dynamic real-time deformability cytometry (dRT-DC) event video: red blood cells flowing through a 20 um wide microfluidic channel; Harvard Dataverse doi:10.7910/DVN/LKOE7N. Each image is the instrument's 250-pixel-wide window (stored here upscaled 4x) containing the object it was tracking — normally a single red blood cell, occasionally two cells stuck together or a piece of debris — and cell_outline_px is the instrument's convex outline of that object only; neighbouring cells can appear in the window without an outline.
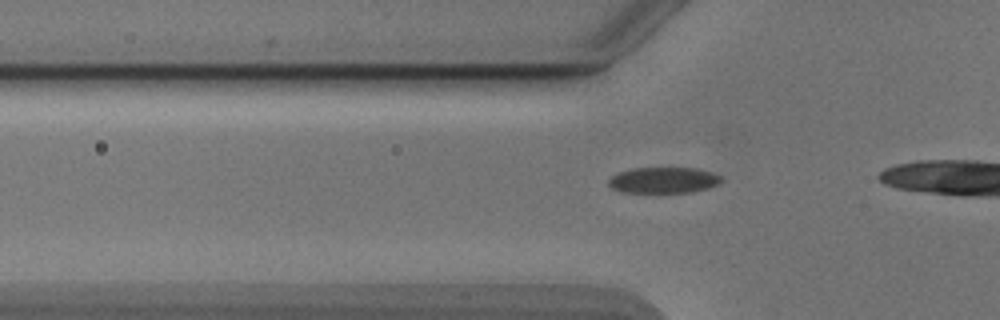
{"species": "Egyptian fruit bat (a non-hibernating species)", "species_latin": "Rousettus aegyptiacus", "temperature_condition": "cold", "stored_images_in_passage": 15, "camera_frame_rate_fps": 3000, "um_per_image_px": 0.085, "animal": {"sex": "male"}, "frame": {"image": 1, "passage_image": 9, "time_ms": 2.667, "image_size_px": [1000, 320], "cell_outline_px": [[724, 180], [720, 184], [708, 188], [692, 192], [620, 192], [612, 188], [608, 184], [608, 180], [612, 176], [620, 172], [632, 168], [696, 168], [712, 172], [720, 176]], "centroid_in_image_um": [56.43, 15.31], "position_along_channel_um": 69.4, "area_um2": 17.11}}
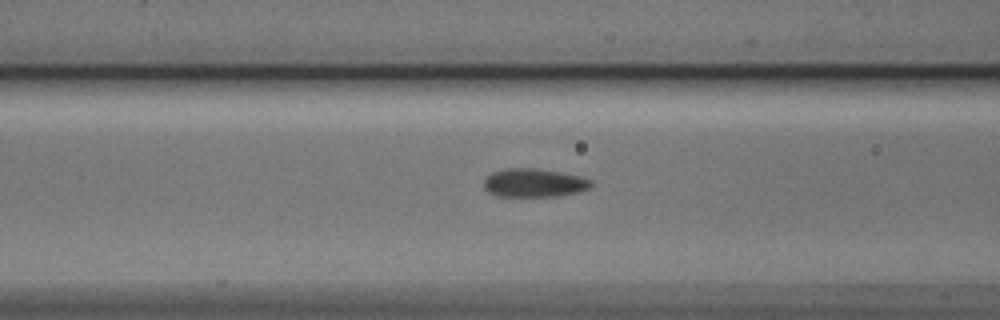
{"frame": {"image": 2, "passage_image": 13, "time_ms": 4.0, "image_size_px": [1000, 320], "cell_outline_px": [[592, 184], [588, 188], [576, 192], [560, 196], [496, 196], [488, 192], [484, 188], [484, 180], [492, 172], [508, 168], [532, 168], [560, 172], [580, 176], [592, 180]], "centroid_in_image_um": [45.37, 15.54], "position_along_channel_um": 121.2, "area_um2": 17.69}}